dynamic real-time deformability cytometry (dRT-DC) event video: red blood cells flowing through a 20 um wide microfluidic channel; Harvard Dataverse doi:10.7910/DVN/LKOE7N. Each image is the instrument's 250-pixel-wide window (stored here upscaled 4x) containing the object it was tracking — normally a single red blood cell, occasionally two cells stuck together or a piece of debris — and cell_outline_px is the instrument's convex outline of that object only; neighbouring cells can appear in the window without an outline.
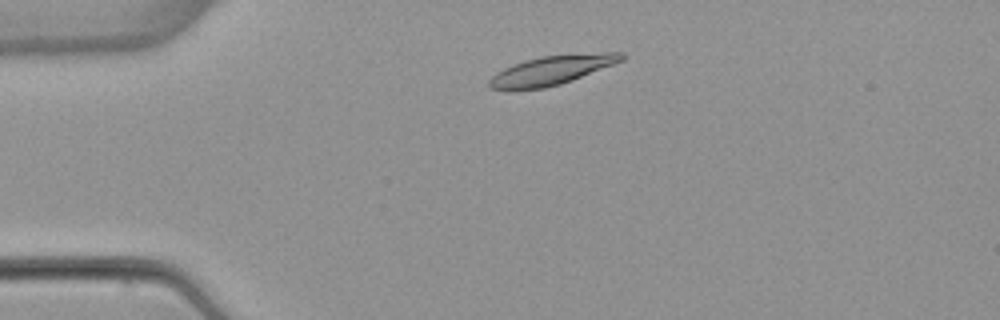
{"species": "common noctule bat (a hibernating species)", "species_latin": "Nyctalus noctula", "temperature_condition": "warm", "stored_images_in_passage": 47, "camera_frame_rate_fps": 3000, "um_per_image_px": 0.085, "animal": {"sex": "female", "body_mass_g": 22.7, "forearm_length_mm": 54.2}, "frame": {"image": 1, "passage_image": 6, "time_ms": 1.667, "image_size_px": [1000, 320], "cell_outline_px": [[628, 56], [624, 60], [572, 80], [560, 84], [544, 88], [508, 92], [492, 88], [488, 84], [488, 80], [496, 72], [512, 64], [524, 60], [540, 56], [604, 52], [624, 52]], "centroid_in_image_um": [46.86, 5.98], "position_along_channel_um": 38.1, "area_um2": 22.95}}
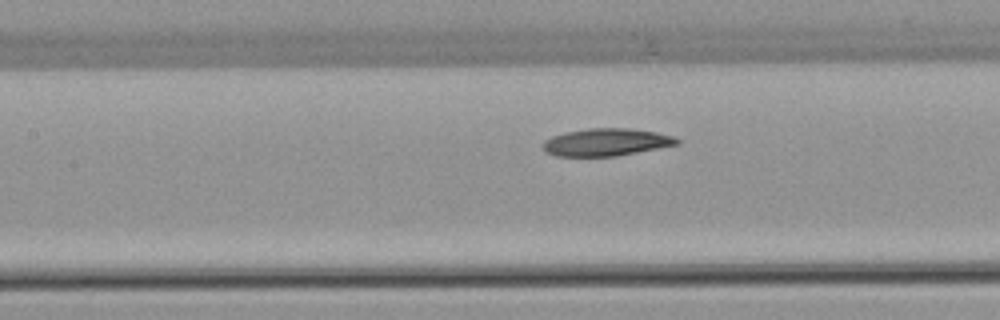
{"frame": {"image": 2, "passage_image": 18, "time_ms": 5.667, "image_size_px": [1000, 320], "cell_outline_px": [[680, 144], [616, 156], [556, 156], [544, 152], [540, 144], [544, 140], [552, 136], [568, 132], [588, 128], [632, 128], [656, 132], [672, 136], [680, 140]], "centroid_in_image_um": [51.5, 12.09], "position_along_channel_um": 155.9, "area_um2": 21.56}}
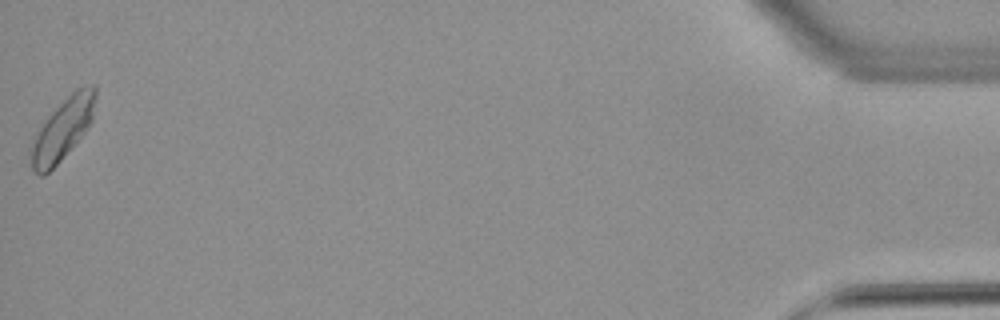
{"frame": {"image": 3, "passage_image": 47, "time_ms": 15.333, "image_size_px": [1000, 320], "cell_outline_px": [[96, 96], [92, 120], [84, 132], [60, 160], [44, 176], [40, 176], [32, 168], [28, 148], [36, 132], [48, 116], [76, 88], [92, 84], [96, 84]], "centroid_in_image_um": [5.29, 10.98], "position_along_channel_um": 429.9, "area_um2": 22.89}, "authors_computed_cell_mechanics": {"area_um2": 21.675, "velocity_mm_per_s": 3.8467, "shape_relaxation_time_tau1_ms": 8.5731, "shape_relaxation_time_tau2_ms": null, "deformation_change_tau1": 0.1773, "deformation_change_tau2": null}}